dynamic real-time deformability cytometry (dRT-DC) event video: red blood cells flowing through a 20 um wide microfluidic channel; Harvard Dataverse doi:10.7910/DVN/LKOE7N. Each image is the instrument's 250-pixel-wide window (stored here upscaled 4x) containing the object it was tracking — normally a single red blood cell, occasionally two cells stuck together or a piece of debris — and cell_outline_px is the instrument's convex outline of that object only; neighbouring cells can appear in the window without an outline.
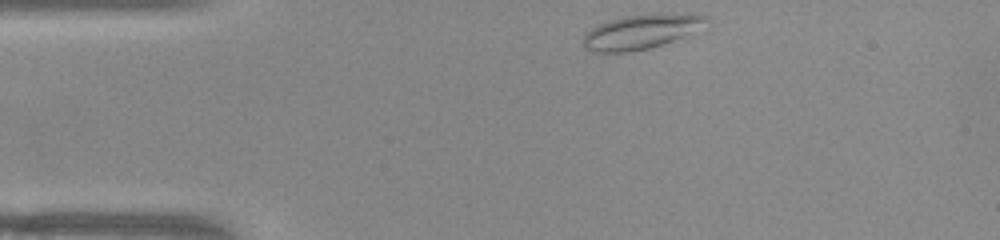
{"species": "common noctule bat (a hibernating species)", "species_latin": "Nyctalus noctula", "temperature_condition": "warm", "stored_images_in_passage": 43, "camera_frame_rate_fps": 3000, "um_per_image_px": 0.085, "animal": {"sex": "female", "body_mass_g": 22.0, "forearm_length_mm": 56.7}, "frame": {"image": 1, "passage_image": 1, "time_ms": 0.0, "image_size_px": [1000, 240], "cell_outline_px": [[708, 20], [688, 32], [672, 40], [648, 48], [628, 52], [596, 52], [584, 48], [584, 36], [592, 28], [608, 20], [624, 16], [656, 12], [664, 12], [708, 16]], "centroid_in_image_um": [54.4, 2.67], "position_along_channel_um": 30.6, "area_um2": 24.04}}
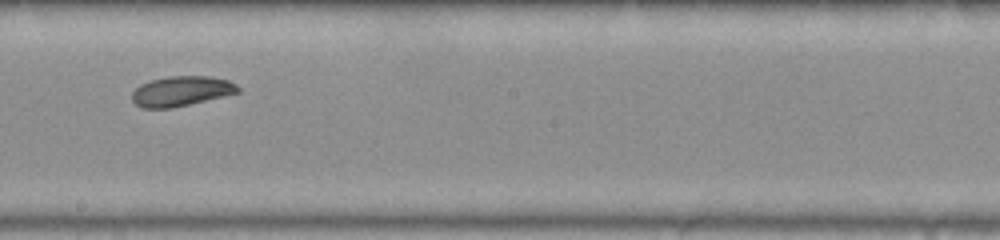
{"frame": {"image": 2, "passage_image": 20, "time_ms": 6.333, "image_size_px": [1000, 240], "cell_outline_px": [[240, 92], [224, 96], [172, 108], [140, 108], [132, 100], [132, 92], [140, 84], [152, 80], [168, 76], [208, 76], [228, 80], [236, 84], [240, 88]], "centroid_in_image_um": [15.4, 7.75], "position_along_channel_um": 232.8, "area_um2": 18.5}}
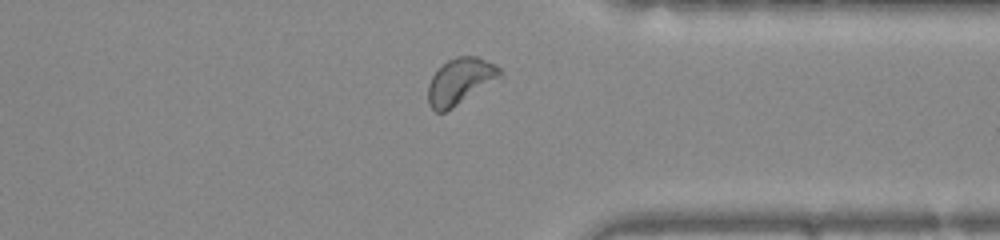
{"frame": {"image": 3, "passage_image": 31, "time_ms": 10.0, "image_size_px": [1000, 240], "cell_outline_px": [[504, 76], [452, 108], [444, 112], [436, 112], [428, 104], [428, 84], [432, 76], [448, 60], [456, 56], [476, 56], [496, 64], [504, 72]], "centroid_in_image_um": [39.15, 6.9], "position_along_channel_um": 372.2, "area_um2": 19.42}, "authors_computed_cell_mechanics": {"area_um2": 19.363, "velocity_mm_per_s": 3.9153, "shape_relaxation_time_tau1_ms": 5.9959, "shape_relaxation_time_tau2_ms": null, "deformation_change_tau1": 0.1031, "deformation_change_tau2": null}}